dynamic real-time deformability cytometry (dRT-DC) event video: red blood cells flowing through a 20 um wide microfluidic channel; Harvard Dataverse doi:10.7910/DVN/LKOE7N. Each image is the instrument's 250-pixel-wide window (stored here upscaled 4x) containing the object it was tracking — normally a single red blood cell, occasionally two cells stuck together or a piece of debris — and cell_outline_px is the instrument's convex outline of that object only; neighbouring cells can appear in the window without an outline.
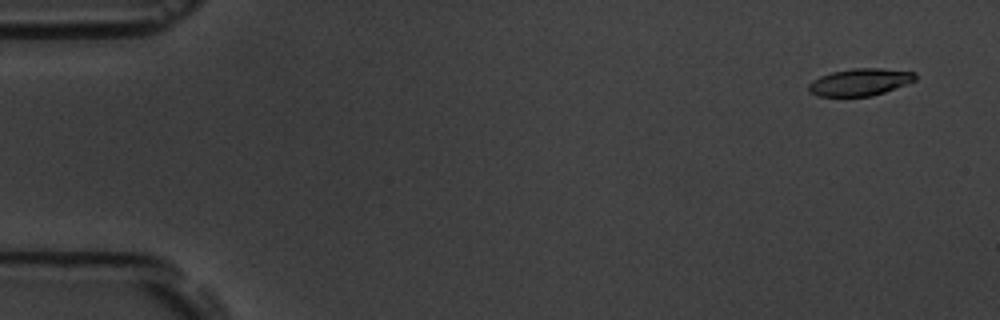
{"species": "common noctule bat (a hibernating species)", "species_latin": "Nyctalus noctula", "temperature_condition": "room temperature", "stored_images_in_passage": 6, "camera_frame_rate_fps": 3000, "um_per_image_px": 0.085, "animal": {"sex": "male", "body_mass_g": 19.5, "forearm_length_mm": 54.6}, "frame": {"image": 1, "passage_image": 2, "time_ms": 1.0, "image_size_px": [1000, 320], "cell_outline_px": [[916, 80], [884, 92], [872, 96], [816, 96], [808, 92], [808, 84], [812, 80], [820, 76], [832, 72], [852, 68], [880, 68], [916, 72]], "centroid_in_image_um": [73.07, 6.97], "position_along_channel_um": 11.9, "area_um2": 16.94}}
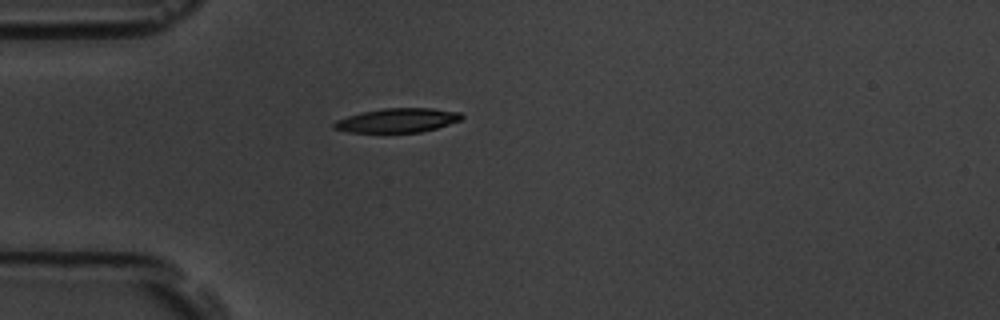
{"frame": {"image": 2, "passage_image": 5, "time_ms": 5.333, "image_size_px": [1000, 320], "cell_outline_px": [[464, 116], [460, 120], [436, 128], [420, 132], [348, 132], [332, 128], [332, 124], [336, 120], [360, 112], [384, 108], [432, 108], [460, 112]], "centroid_in_image_um": [33.76, 10.22], "position_along_channel_um": 51.2, "area_um2": 17.92}}